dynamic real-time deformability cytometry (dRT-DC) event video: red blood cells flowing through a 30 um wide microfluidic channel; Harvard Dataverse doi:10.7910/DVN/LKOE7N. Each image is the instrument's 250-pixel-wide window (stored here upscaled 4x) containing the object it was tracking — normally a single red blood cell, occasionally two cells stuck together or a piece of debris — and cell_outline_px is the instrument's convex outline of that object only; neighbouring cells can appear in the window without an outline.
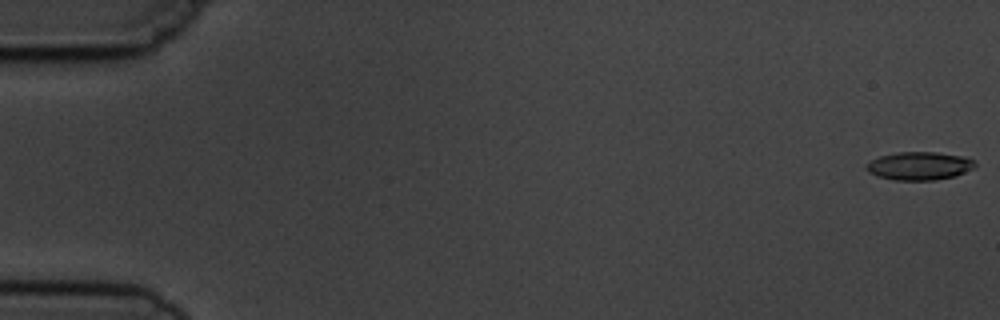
{"species": "common noctule bat (a hibernating species)", "species_latin": "Nyctalus noctula", "temperature_condition": "cold", "stored_images_in_passage": 7, "camera_frame_rate_fps": 3000, "um_per_image_px": 0.085, "animal": {"sex": "male", "body_mass_g": 19.5, "forearm_length_mm": 54.6}, "frame": {"image": 1, "passage_image": 1, "time_ms": 0.0, "image_size_px": [1000, 320], "cell_outline_px": [[976, 168], [956, 176], [936, 180], [896, 180], [876, 176], [868, 172], [864, 168], [864, 164], [880, 156], [896, 152], [936, 152], [964, 156], [972, 160], [976, 164]], "centroid_in_image_um": [78.14, 14.1], "position_along_channel_um": 6.9, "area_um2": 18.09}}
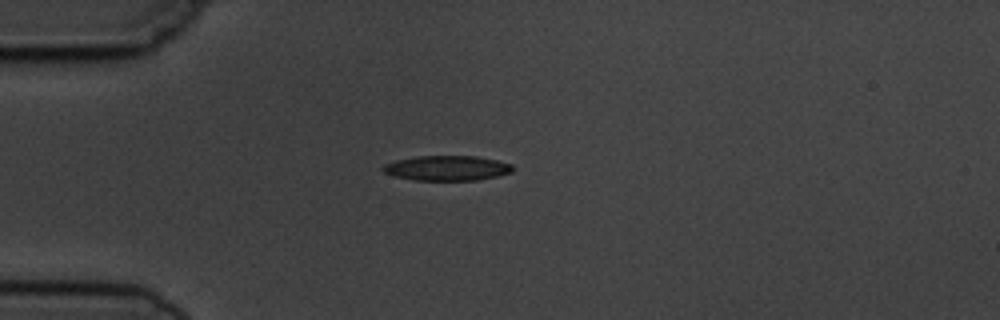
{"frame": {"image": 2, "passage_image": 5, "time_ms": 4.667, "image_size_px": [1000, 320], "cell_outline_px": [[512, 172], [496, 176], [476, 180], [416, 180], [396, 176], [384, 172], [380, 168], [384, 164], [396, 160], [416, 156], [476, 156], [496, 160], [512, 164]], "centroid_in_image_um": [37.98, 14.28], "position_along_channel_um": 47.0, "area_um2": 18.73}}
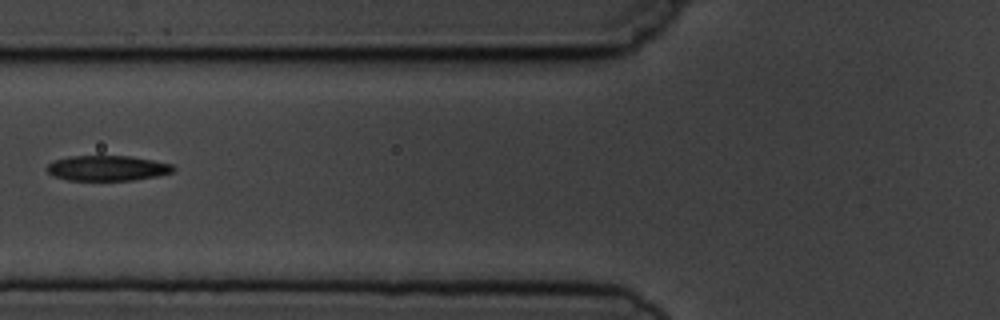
{"frame": {"image": 3, "passage_image": 7, "time_ms": 7.0, "image_size_px": [1000, 320], "cell_outline_px": [[176, 168], [172, 172], [156, 176], [132, 180], [68, 180], [52, 176], [44, 168], [48, 164], [56, 160], [68, 156], [132, 156], [172, 164]], "centroid_in_image_um": [9.09, 14.29], "position_along_channel_um": 116.7, "area_um2": 18.61}}